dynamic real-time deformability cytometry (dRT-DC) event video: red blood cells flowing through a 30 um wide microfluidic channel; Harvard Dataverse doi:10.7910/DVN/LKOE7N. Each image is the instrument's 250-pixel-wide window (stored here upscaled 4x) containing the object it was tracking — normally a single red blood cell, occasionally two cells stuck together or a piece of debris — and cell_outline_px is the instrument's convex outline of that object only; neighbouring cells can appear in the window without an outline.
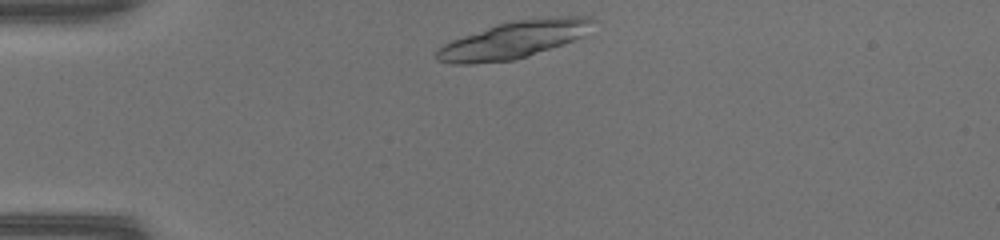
{"species": "common noctule bat (a hibernating species)", "species_latin": "Nyctalus noctula", "temperature_condition": "warm", "stored_images_in_passage": 38, "segment_of_instrument_passage": [1, 2], "camera_frame_rate_fps": 3000, "um_per_image_px": 0.085, "animal": {"sex": "female", "body_mass_g": 17.0, "forearm_length_mm": 48.0}, "frame": {"image": 1, "passage_image": 1, "time_ms": 0.0, "image_size_px": [1000, 240], "cell_outline_px": [[596, 20], [584, 36], [528, 56], [512, 60], [472, 64], [452, 64], [436, 60], [436, 52], [444, 44], [452, 40], [496, 24], [512, 20], [548, 16], [592, 16]], "centroid_in_image_um": [43.7, 3.36], "position_along_channel_um": 41.3, "area_um2": 33.87}}